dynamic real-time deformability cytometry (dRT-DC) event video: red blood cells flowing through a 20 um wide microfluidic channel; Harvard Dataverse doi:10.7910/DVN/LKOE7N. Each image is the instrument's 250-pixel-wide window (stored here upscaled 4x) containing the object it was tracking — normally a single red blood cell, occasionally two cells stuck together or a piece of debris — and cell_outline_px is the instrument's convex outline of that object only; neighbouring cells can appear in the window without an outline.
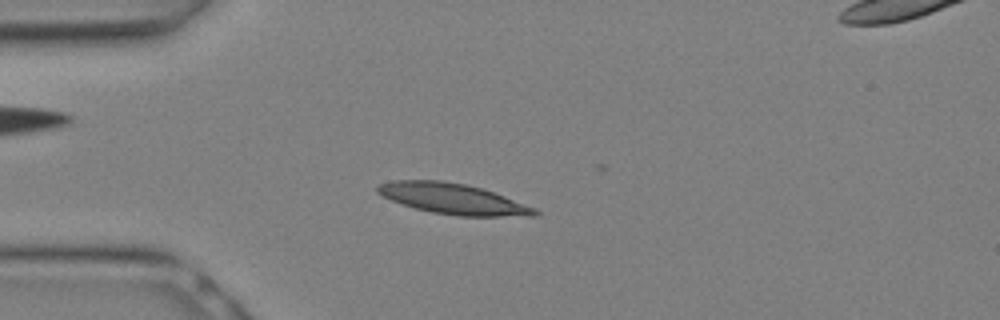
{"species": "Egyptian fruit bat (a non-hibernating species)", "species_latin": "Rousettus aegyptiacus", "temperature_condition": "warm", "stored_images_in_passage": 4, "camera_frame_rate_fps": 3000, "um_per_image_px": 0.085, "animal": {"sex": "female"}, "frame": {"image": 1, "passage_image": 3, "time_ms": 0.667, "image_size_px": [1000, 320], "cell_outline_px": [[536, 212], [488, 216], [472, 216], [440, 212], [420, 208], [396, 200], [380, 192], [380, 188], [388, 184], [416, 180], [420, 180], [456, 184], [476, 188], [500, 196], [528, 208]], "centroid_in_image_um": [38.42, 16.9], "position_along_channel_um": 46.6, "area_um2": 23.76}}